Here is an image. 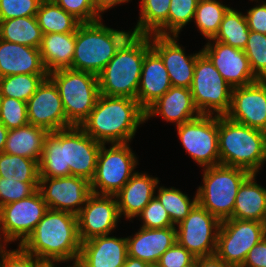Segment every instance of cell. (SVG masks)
I'll use <instances>...</instances> for the list:
<instances>
[{"mask_svg": "<svg viewBox=\"0 0 266 267\" xmlns=\"http://www.w3.org/2000/svg\"><path fill=\"white\" fill-rule=\"evenodd\" d=\"M15 74L49 75L39 48L0 39V78Z\"/></svg>", "mask_w": 266, "mask_h": 267, "instance_id": "d4e9b609", "label": "cell"}, {"mask_svg": "<svg viewBox=\"0 0 266 267\" xmlns=\"http://www.w3.org/2000/svg\"><path fill=\"white\" fill-rule=\"evenodd\" d=\"M47 265L76 264L81 241L75 214L48 209L33 232L20 245Z\"/></svg>", "mask_w": 266, "mask_h": 267, "instance_id": "7a4b0ae2", "label": "cell"}, {"mask_svg": "<svg viewBox=\"0 0 266 267\" xmlns=\"http://www.w3.org/2000/svg\"><path fill=\"white\" fill-rule=\"evenodd\" d=\"M266 132L218 116V144L220 164L239 167L250 173L262 169Z\"/></svg>", "mask_w": 266, "mask_h": 267, "instance_id": "5b68a950", "label": "cell"}, {"mask_svg": "<svg viewBox=\"0 0 266 267\" xmlns=\"http://www.w3.org/2000/svg\"><path fill=\"white\" fill-rule=\"evenodd\" d=\"M39 182H20L0 177V207L32 195Z\"/></svg>", "mask_w": 266, "mask_h": 267, "instance_id": "60d3db41", "label": "cell"}, {"mask_svg": "<svg viewBox=\"0 0 266 267\" xmlns=\"http://www.w3.org/2000/svg\"><path fill=\"white\" fill-rule=\"evenodd\" d=\"M48 133L49 132L44 128L29 123L16 129H10L7 133L3 152L10 155L30 158L39 163L45 137Z\"/></svg>", "mask_w": 266, "mask_h": 267, "instance_id": "f1b7e54d", "label": "cell"}, {"mask_svg": "<svg viewBox=\"0 0 266 267\" xmlns=\"http://www.w3.org/2000/svg\"><path fill=\"white\" fill-rule=\"evenodd\" d=\"M241 267H266V236L248 252Z\"/></svg>", "mask_w": 266, "mask_h": 267, "instance_id": "c3c4849f", "label": "cell"}, {"mask_svg": "<svg viewBox=\"0 0 266 267\" xmlns=\"http://www.w3.org/2000/svg\"><path fill=\"white\" fill-rule=\"evenodd\" d=\"M0 122L8 129H16L29 123L27 102L1 96Z\"/></svg>", "mask_w": 266, "mask_h": 267, "instance_id": "ab89813d", "label": "cell"}, {"mask_svg": "<svg viewBox=\"0 0 266 267\" xmlns=\"http://www.w3.org/2000/svg\"><path fill=\"white\" fill-rule=\"evenodd\" d=\"M76 32L43 34L40 54L48 73L72 67Z\"/></svg>", "mask_w": 266, "mask_h": 267, "instance_id": "83f0119b", "label": "cell"}, {"mask_svg": "<svg viewBox=\"0 0 266 267\" xmlns=\"http://www.w3.org/2000/svg\"><path fill=\"white\" fill-rule=\"evenodd\" d=\"M43 32L36 16L18 17L0 21V39L40 48Z\"/></svg>", "mask_w": 266, "mask_h": 267, "instance_id": "4dcf8cb0", "label": "cell"}, {"mask_svg": "<svg viewBox=\"0 0 266 267\" xmlns=\"http://www.w3.org/2000/svg\"><path fill=\"white\" fill-rule=\"evenodd\" d=\"M179 36L150 35L151 48L161 57L174 87L189 88L192 85L197 56L202 50L186 54L178 43Z\"/></svg>", "mask_w": 266, "mask_h": 267, "instance_id": "ffe728a7", "label": "cell"}, {"mask_svg": "<svg viewBox=\"0 0 266 267\" xmlns=\"http://www.w3.org/2000/svg\"><path fill=\"white\" fill-rule=\"evenodd\" d=\"M183 267H198V258H195L190 264Z\"/></svg>", "mask_w": 266, "mask_h": 267, "instance_id": "db71d44e", "label": "cell"}, {"mask_svg": "<svg viewBox=\"0 0 266 267\" xmlns=\"http://www.w3.org/2000/svg\"><path fill=\"white\" fill-rule=\"evenodd\" d=\"M106 145L102 144L98 153L91 192L115 196L136 173L138 160L129 143Z\"/></svg>", "mask_w": 266, "mask_h": 267, "instance_id": "9c48e42d", "label": "cell"}, {"mask_svg": "<svg viewBox=\"0 0 266 267\" xmlns=\"http://www.w3.org/2000/svg\"><path fill=\"white\" fill-rule=\"evenodd\" d=\"M128 256L155 266L161 255L176 242V227L149 229L140 227L134 236H127Z\"/></svg>", "mask_w": 266, "mask_h": 267, "instance_id": "603a6c76", "label": "cell"}, {"mask_svg": "<svg viewBox=\"0 0 266 267\" xmlns=\"http://www.w3.org/2000/svg\"><path fill=\"white\" fill-rule=\"evenodd\" d=\"M220 221L198 202L176 227V241L196 258L214 255Z\"/></svg>", "mask_w": 266, "mask_h": 267, "instance_id": "5bb4252c", "label": "cell"}, {"mask_svg": "<svg viewBox=\"0 0 266 267\" xmlns=\"http://www.w3.org/2000/svg\"><path fill=\"white\" fill-rule=\"evenodd\" d=\"M14 250H7V245L0 248V267H48L45 262L26 252L20 245Z\"/></svg>", "mask_w": 266, "mask_h": 267, "instance_id": "ee69618b", "label": "cell"}, {"mask_svg": "<svg viewBox=\"0 0 266 267\" xmlns=\"http://www.w3.org/2000/svg\"><path fill=\"white\" fill-rule=\"evenodd\" d=\"M265 237L262 222L230 218L221 221L215 254L232 267H241L248 252Z\"/></svg>", "mask_w": 266, "mask_h": 267, "instance_id": "4fadbf2b", "label": "cell"}, {"mask_svg": "<svg viewBox=\"0 0 266 267\" xmlns=\"http://www.w3.org/2000/svg\"><path fill=\"white\" fill-rule=\"evenodd\" d=\"M251 173L240 185L231 218L262 222L266 212V188Z\"/></svg>", "mask_w": 266, "mask_h": 267, "instance_id": "4316f807", "label": "cell"}, {"mask_svg": "<svg viewBox=\"0 0 266 267\" xmlns=\"http://www.w3.org/2000/svg\"><path fill=\"white\" fill-rule=\"evenodd\" d=\"M81 23H90L102 19L93 0H52Z\"/></svg>", "mask_w": 266, "mask_h": 267, "instance_id": "7bdbcfd3", "label": "cell"}, {"mask_svg": "<svg viewBox=\"0 0 266 267\" xmlns=\"http://www.w3.org/2000/svg\"><path fill=\"white\" fill-rule=\"evenodd\" d=\"M143 123L145 110L136 99L100 94L95 107L80 127L102 144L131 143L138 126Z\"/></svg>", "mask_w": 266, "mask_h": 267, "instance_id": "3957f363", "label": "cell"}, {"mask_svg": "<svg viewBox=\"0 0 266 267\" xmlns=\"http://www.w3.org/2000/svg\"><path fill=\"white\" fill-rule=\"evenodd\" d=\"M36 18L43 34L76 32L81 24L52 0L41 2Z\"/></svg>", "mask_w": 266, "mask_h": 267, "instance_id": "1f68e13d", "label": "cell"}, {"mask_svg": "<svg viewBox=\"0 0 266 267\" xmlns=\"http://www.w3.org/2000/svg\"><path fill=\"white\" fill-rule=\"evenodd\" d=\"M48 75L15 74L0 78V95L27 102Z\"/></svg>", "mask_w": 266, "mask_h": 267, "instance_id": "8d00e7d4", "label": "cell"}, {"mask_svg": "<svg viewBox=\"0 0 266 267\" xmlns=\"http://www.w3.org/2000/svg\"><path fill=\"white\" fill-rule=\"evenodd\" d=\"M150 49V35L132 34L98 75L100 94L137 100L142 64Z\"/></svg>", "mask_w": 266, "mask_h": 267, "instance_id": "277c9868", "label": "cell"}, {"mask_svg": "<svg viewBox=\"0 0 266 267\" xmlns=\"http://www.w3.org/2000/svg\"><path fill=\"white\" fill-rule=\"evenodd\" d=\"M201 113L195 107L191 90L184 87L172 86L162 97L157 99L145 110V121L154 116H161L176 126L189 122Z\"/></svg>", "mask_w": 266, "mask_h": 267, "instance_id": "7402d4cb", "label": "cell"}, {"mask_svg": "<svg viewBox=\"0 0 266 267\" xmlns=\"http://www.w3.org/2000/svg\"><path fill=\"white\" fill-rule=\"evenodd\" d=\"M244 53L254 75L259 80H266V35L250 31Z\"/></svg>", "mask_w": 266, "mask_h": 267, "instance_id": "74e56055", "label": "cell"}, {"mask_svg": "<svg viewBox=\"0 0 266 267\" xmlns=\"http://www.w3.org/2000/svg\"><path fill=\"white\" fill-rule=\"evenodd\" d=\"M171 0H140V16L133 34L168 36Z\"/></svg>", "mask_w": 266, "mask_h": 267, "instance_id": "f546056e", "label": "cell"}, {"mask_svg": "<svg viewBox=\"0 0 266 267\" xmlns=\"http://www.w3.org/2000/svg\"><path fill=\"white\" fill-rule=\"evenodd\" d=\"M250 174L245 169L222 164L205 167L197 202L220 222L230 219L238 189Z\"/></svg>", "mask_w": 266, "mask_h": 267, "instance_id": "52a82bcc", "label": "cell"}, {"mask_svg": "<svg viewBox=\"0 0 266 267\" xmlns=\"http://www.w3.org/2000/svg\"><path fill=\"white\" fill-rule=\"evenodd\" d=\"M29 124L48 132L71 127L67 122L62 100L55 84L46 78L27 101Z\"/></svg>", "mask_w": 266, "mask_h": 267, "instance_id": "d6986e66", "label": "cell"}, {"mask_svg": "<svg viewBox=\"0 0 266 267\" xmlns=\"http://www.w3.org/2000/svg\"><path fill=\"white\" fill-rule=\"evenodd\" d=\"M102 143L87 135L80 126H71L45 137L39 177L77 176L89 182L94 177Z\"/></svg>", "mask_w": 266, "mask_h": 267, "instance_id": "6da1fadb", "label": "cell"}, {"mask_svg": "<svg viewBox=\"0 0 266 267\" xmlns=\"http://www.w3.org/2000/svg\"><path fill=\"white\" fill-rule=\"evenodd\" d=\"M229 8L219 0L198 1L194 23L204 38L209 40L215 37Z\"/></svg>", "mask_w": 266, "mask_h": 267, "instance_id": "836d02e7", "label": "cell"}, {"mask_svg": "<svg viewBox=\"0 0 266 267\" xmlns=\"http://www.w3.org/2000/svg\"><path fill=\"white\" fill-rule=\"evenodd\" d=\"M127 255L126 237L97 236L81 242L76 264L79 267H122Z\"/></svg>", "mask_w": 266, "mask_h": 267, "instance_id": "44dd1931", "label": "cell"}, {"mask_svg": "<svg viewBox=\"0 0 266 267\" xmlns=\"http://www.w3.org/2000/svg\"><path fill=\"white\" fill-rule=\"evenodd\" d=\"M130 0H93L96 10L101 14L114 6L127 3Z\"/></svg>", "mask_w": 266, "mask_h": 267, "instance_id": "f907efd6", "label": "cell"}, {"mask_svg": "<svg viewBox=\"0 0 266 267\" xmlns=\"http://www.w3.org/2000/svg\"><path fill=\"white\" fill-rule=\"evenodd\" d=\"M122 267H152L149 263L127 255L125 264Z\"/></svg>", "mask_w": 266, "mask_h": 267, "instance_id": "816d5d0a", "label": "cell"}, {"mask_svg": "<svg viewBox=\"0 0 266 267\" xmlns=\"http://www.w3.org/2000/svg\"><path fill=\"white\" fill-rule=\"evenodd\" d=\"M262 2L247 10L245 17L250 31L266 35V3Z\"/></svg>", "mask_w": 266, "mask_h": 267, "instance_id": "7dc6e473", "label": "cell"}, {"mask_svg": "<svg viewBox=\"0 0 266 267\" xmlns=\"http://www.w3.org/2000/svg\"><path fill=\"white\" fill-rule=\"evenodd\" d=\"M39 191L48 209L77 215L90 196V182L77 176L39 177Z\"/></svg>", "mask_w": 266, "mask_h": 267, "instance_id": "9a60e30c", "label": "cell"}, {"mask_svg": "<svg viewBox=\"0 0 266 267\" xmlns=\"http://www.w3.org/2000/svg\"><path fill=\"white\" fill-rule=\"evenodd\" d=\"M190 90L201 114L222 116L229 111L233 88L203 52L197 56Z\"/></svg>", "mask_w": 266, "mask_h": 267, "instance_id": "30bf717a", "label": "cell"}, {"mask_svg": "<svg viewBox=\"0 0 266 267\" xmlns=\"http://www.w3.org/2000/svg\"><path fill=\"white\" fill-rule=\"evenodd\" d=\"M68 267H79L77 264L68 265Z\"/></svg>", "mask_w": 266, "mask_h": 267, "instance_id": "6f0895ef", "label": "cell"}, {"mask_svg": "<svg viewBox=\"0 0 266 267\" xmlns=\"http://www.w3.org/2000/svg\"><path fill=\"white\" fill-rule=\"evenodd\" d=\"M229 119L266 132V80L232 90Z\"/></svg>", "mask_w": 266, "mask_h": 267, "instance_id": "e0dca14e", "label": "cell"}, {"mask_svg": "<svg viewBox=\"0 0 266 267\" xmlns=\"http://www.w3.org/2000/svg\"><path fill=\"white\" fill-rule=\"evenodd\" d=\"M207 41L201 49L202 52L232 88L246 86L259 80L254 75L244 50L212 39Z\"/></svg>", "mask_w": 266, "mask_h": 267, "instance_id": "ac0fdd59", "label": "cell"}, {"mask_svg": "<svg viewBox=\"0 0 266 267\" xmlns=\"http://www.w3.org/2000/svg\"><path fill=\"white\" fill-rule=\"evenodd\" d=\"M249 33L245 14L231 7L225 13L219 31L212 40L244 50Z\"/></svg>", "mask_w": 266, "mask_h": 267, "instance_id": "d6a6232c", "label": "cell"}, {"mask_svg": "<svg viewBox=\"0 0 266 267\" xmlns=\"http://www.w3.org/2000/svg\"><path fill=\"white\" fill-rule=\"evenodd\" d=\"M77 216L81 242L110 235L120 220L116 196L91 193Z\"/></svg>", "mask_w": 266, "mask_h": 267, "instance_id": "2e32d148", "label": "cell"}, {"mask_svg": "<svg viewBox=\"0 0 266 267\" xmlns=\"http://www.w3.org/2000/svg\"><path fill=\"white\" fill-rule=\"evenodd\" d=\"M133 31L105 26L102 19L81 23L76 30L72 70L99 75Z\"/></svg>", "mask_w": 266, "mask_h": 267, "instance_id": "8992f818", "label": "cell"}, {"mask_svg": "<svg viewBox=\"0 0 266 267\" xmlns=\"http://www.w3.org/2000/svg\"><path fill=\"white\" fill-rule=\"evenodd\" d=\"M265 162H266V142H265V151H264L263 165L265 164Z\"/></svg>", "mask_w": 266, "mask_h": 267, "instance_id": "9f6ffc18", "label": "cell"}, {"mask_svg": "<svg viewBox=\"0 0 266 267\" xmlns=\"http://www.w3.org/2000/svg\"><path fill=\"white\" fill-rule=\"evenodd\" d=\"M158 184L160 181L157 177L136 171L115 195L120 217L123 215L129 221L136 218L155 196Z\"/></svg>", "mask_w": 266, "mask_h": 267, "instance_id": "cb8c5ba5", "label": "cell"}, {"mask_svg": "<svg viewBox=\"0 0 266 267\" xmlns=\"http://www.w3.org/2000/svg\"><path fill=\"white\" fill-rule=\"evenodd\" d=\"M43 0H0V21L36 16Z\"/></svg>", "mask_w": 266, "mask_h": 267, "instance_id": "f6af8a7d", "label": "cell"}, {"mask_svg": "<svg viewBox=\"0 0 266 267\" xmlns=\"http://www.w3.org/2000/svg\"><path fill=\"white\" fill-rule=\"evenodd\" d=\"M137 217H139L138 220L141 219L143 223L141 227L143 228L163 229L176 227L172 224L168 212L155 196Z\"/></svg>", "mask_w": 266, "mask_h": 267, "instance_id": "b9f144b4", "label": "cell"}, {"mask_svg": "<svg viewBox=\"0 0 266 267\" xmlns=\"http://www.w3.org/2000/svg\"><path fill=\"white\" fill-rule=\"evenodd\" d=\"M196 257L177 241L166 250L158 260L156 267H183L190 264Z\"/></svg>", "mask_w": 266, "mask_h": 267, "instance_id": "bcb514c9", "label": "cell"}, {"mask_svg": "<svg viewBox=\"0 0 266 267\" xmlns=\"http://www.w3.org/2000/svg\"><path fill=\"white\" fill-rule=\"evenodd\" d=\"M198 0H171L168 14V36H179L195 17Z\"/></svg>", "mask_w": 266, "mask_h": 267, "instance_id": "f35d334b", "label": "cell"}, {"mask_svg": "<svg viewBox=\"0 0 266 267\" xmlns=\"http://www.w3.org/2000/svg\"><path fill=\"white\" fill-rule=\"evenodd\" d=\"M262 225H263L264 233H265V236H266V212H265V216H264L263 221H262Z\"/></svg>", "mask_w": 266, "mask_h": 267, "instance_id": "11a10c76", "label": "cell"}, {"mask_svg": "<svg viewBox=\"0 0 266 267\" xmlns=\"http://www.w3.org/2000/svg\"><path fill=\"white\" fill-rule=\"evenodd\" d=\"M0 177L20 182H39V166L36 160L0 153Z\"/></svg>", "mask_w": 266, "mask_h": 267, "instance_id": "d590c367", "label": "cell"}, {"mask_svg": "<svg viewBox=\"0 0 266 267\" xmlns=\"http://www.w3.org/2000/svg\"><path fill=\"white\" fill-rule=\"evenodd\" d=\"M8 129L0 122V153L4 151Z\"/></svg>", "mask_w": 266, "mask_h": 267, "instance_id": "f5cc1de1", "label": "cell"}, {"mask_svg": "<svg viewBox=\"0 0 266 267\" xmlns=\"http://www.w3.org/2000/svg\"><path fill=\"white\" fill-rule=\"evenodd\" d=\"M157 185L155 190V197L160 201L165 210L168 212L172 224L177 226L181 223L189 214L191 209L197 203V191L193 199H190L187 194L176 189L175 187L167 188Z\"/></svg>", "mask_w": 266, "mask_h": 267, "instance_id": "e575fe53", "label": "cell"}, {"mask_svg": "<svg viewBox=\"0 0 266 267\" xmlns=\"http://www.w3.org/2000/svg\"><path fill=\"white\" fill-rule=\"evenodd\" d=\"M176 129L183 148L200 167L220 164L218 115L201 114Z\"/></svg>", "mask_w": 266, "mask_h": 267, "instance_id": "7c38bea8", "label": "cell"}, {"mask_svg": "<svg viewBox=\"0 0 266 267\" xmlns=\"http://www.w3.org/2000/svg\"><path fill=\"white\" fill-rule=\"evenodd\" d=\"M198 267H232L226 264L216 254L198 258Z\"/></svg>", "mask_w": 266, "mask_h": 267, "instance_id": "681fc988", "label": "cell"}, {"mask_svg": "<svg viewBox=\"0 0 266 267\" xmlns=\"http://www.w3.org/2000/svg\"><path fill=\"white\" fill-rule=\"evenodd\" d=\"M48 78L58 89L67 122L81 126L100 95L98 76L68 68L52 71Z\"/></svg>", "mask_w": 266, "mask_h": 267, "instance_id": "ba28073f", "label": "cell"}, {"mask_svg": "<svg viewBox=\"0 0 266 267\" xmlns=\"http://www.w3.org/2000/svg\"><path fill=\"white\" fill-rule=\"evenodd\" d=\"M171 80L161 57L151 48L142 64L137 101L146 110L170 88Z\"/></svg>", "mask_w": 266, "mask_h": 267, "instance_id": "484cf974", "label": "cell"}, {"mask_svg": "<svg viewBox=\"0 0 266 267\" xmlns=\"http://www.w3.org/2000/svg\"><path fill=\"white\" fill-rule=\"evenodd\" d=\"M48 206L39 189L32 195L0 207V243L21 245L43 218Z\"/></svg>", "mask_w": 266, "mask_h": 267, "instance_id": "8fae6325", "label": "cell"}]
</instances>
